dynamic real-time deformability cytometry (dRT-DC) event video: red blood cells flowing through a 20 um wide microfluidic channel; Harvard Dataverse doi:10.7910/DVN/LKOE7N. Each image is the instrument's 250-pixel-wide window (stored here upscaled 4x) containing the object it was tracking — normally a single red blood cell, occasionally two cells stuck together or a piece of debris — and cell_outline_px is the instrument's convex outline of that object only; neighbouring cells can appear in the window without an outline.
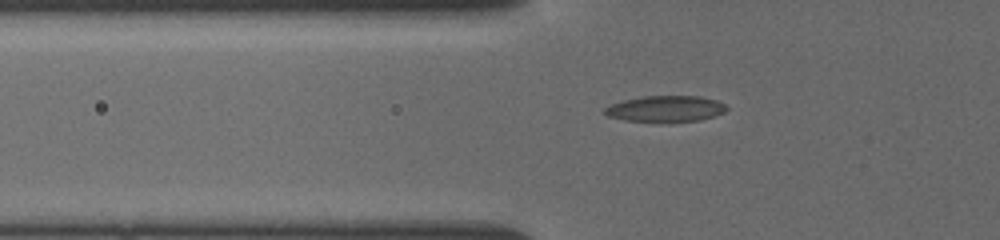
{"species": "common noctule bat (a hibernating species)", "species_latin": "Nyctalus noctula", "temperature_condition": "cold", "stored_images_in_passage": 18, "camera_frame_rate_fps": 3000, "um_per_image_px": 0.085, "animal": {"sex": "female", "body_mass_g": 19.5, "forearm_length_mm": 54.1}, "frame": {"image": 1, "passage_image": 9, "time_ms": 3.333, "image_size_px": [1000, 240], "cell_outline_px": [[728, 108], [724, 112], [700, 120], [624, 120], [608, 116], [604, 112], [604, 108], [612, 104], [624, 100], [644, 96], [700, 96], [716, 100], [724, 104]], "centroid_in_image_um": [56.58, 9.21], "position_along_channel_um": 69.2, "area_um2": 17.86}}
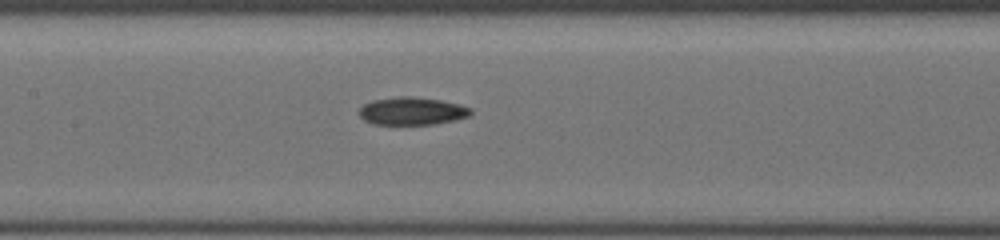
{"frame": {"image": 2, "passage_image": 15, "time_ms": 6.0, "image_size_px": [1000, 240], "cell_outline_px": [[472, 112], [468, 116], [456, 120], [432, 124], [372, 124], [364, 120], [360, 116], [360, 108], [364, 104], [372, 100], [400, 96], [412, 96], [440, 100], [460, 104], [472, 108]], "centroid_in_image_um": [35.03, 9.43], "position_along_channel_um": 172.4, "area_um2": 18.03}}
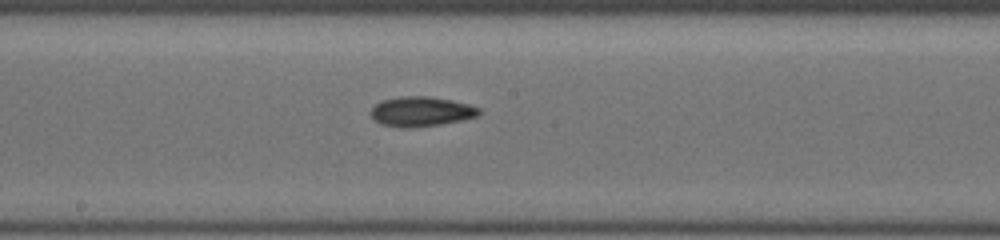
{"frame": {"image": 3, "passage_image": 18, "time_ms": 7.0, "image_size_px": [1000, 240], "cell_outline_px": [[480, 116], [464, 120], [440, 124], [412, 128], [400, 128], [380, 124], [368, 112], [380, 100], [400, 96], [428, 96], [452, 100], [468, 104], [480, 108]], "centroid_in_image_um": [35.79, 9.48], "position_along_channel_um": 212.4, "area_um2": 19.07}}